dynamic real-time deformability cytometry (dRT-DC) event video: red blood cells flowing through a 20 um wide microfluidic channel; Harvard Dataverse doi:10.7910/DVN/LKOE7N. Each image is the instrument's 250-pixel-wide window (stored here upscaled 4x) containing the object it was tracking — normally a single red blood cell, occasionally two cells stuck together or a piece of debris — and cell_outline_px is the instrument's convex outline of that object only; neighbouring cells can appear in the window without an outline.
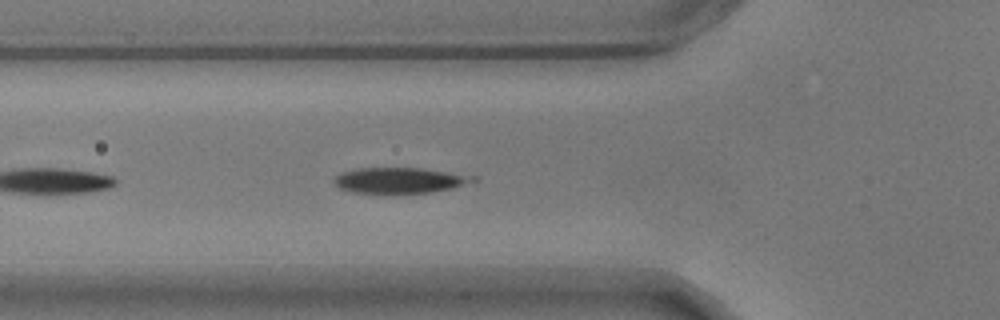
{"species": "common noctule bat (a hibernating species)", "species_latin": "Nyctalus noctula", "temperature_condition": "warm", "stored_images_in_passage": 14, "camera_frame_rate_fps": 3000, "um_per_image_px": 0.085, "animal": {"sex": "male", "body_mass_g": 17.9}, "frame": {"image": 1, "passage_image": 7, "time_ms": 2.0, "image_size_px": [1000, 320], "cell_outline_px": [[480, 180], [452, 188], [432, 192], [352, 192], [340, 188], [332, 180], [340, 172], [356, 168], [424, 168], [476, 176]], "centroid_in_image_um": [34.01, 15.3], "position_along_channel_um": 91.8, "area_um2": 20.63}}
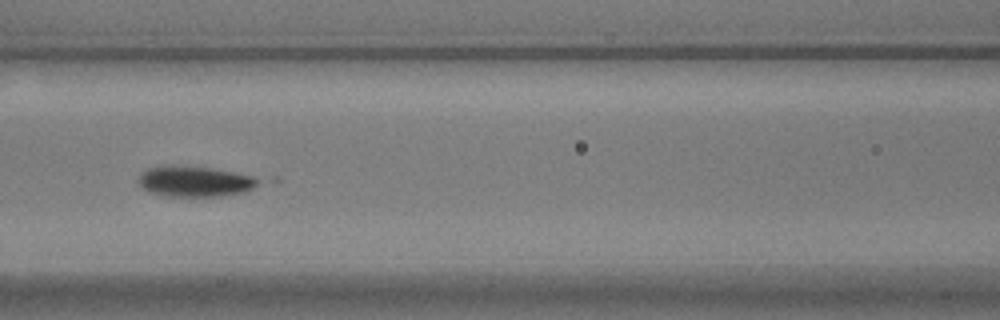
{"frame": {"image": 2, "passage_image": 12, "time_ms": 3.667, "image_size_px": [1000, 320], "cell_outline_px": [[264, 180], [252, 188], [244, 192], [228, 196], [168, 196], [152, 192], [144, 188], [140, 184], [140, 176], [148, 168], [208, 168], [236, 172], [252, 176]], "centroid_in_image_um": [16.7, 15.47], "position_along_channel_um": 149.9, "area_um2": 20.4}}